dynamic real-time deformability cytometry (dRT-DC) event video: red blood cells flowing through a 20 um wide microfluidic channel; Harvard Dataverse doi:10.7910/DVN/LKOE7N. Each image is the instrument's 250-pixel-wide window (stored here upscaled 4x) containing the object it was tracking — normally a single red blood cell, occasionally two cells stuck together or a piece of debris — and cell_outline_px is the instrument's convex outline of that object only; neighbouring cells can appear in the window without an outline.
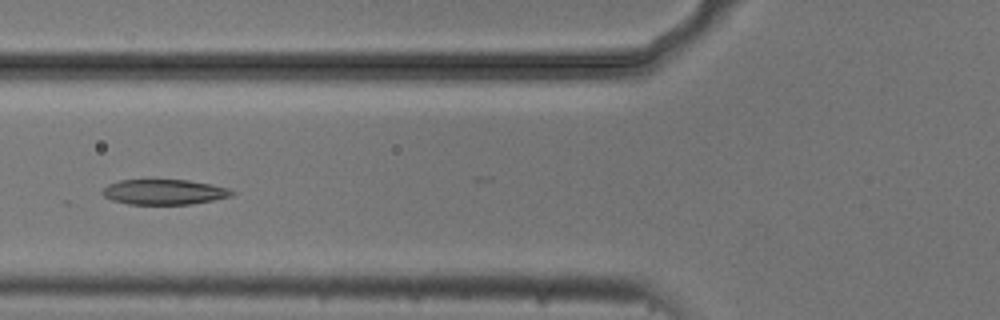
{"species": "common noctule bat (a hibernating species)", "species_latin": "Nyctalus noctula", "temperature_condition": "cold", "stored_images_in_passage": 8, "camera_frame_rate_fps": 3000, "um_per_image_px": 0.085, "animal": {"sex": "male", "body_mass_g": 20.5, "forearm_length_mm": 52.5}, "frame": {"image": 1, "passage_image": 6, "time_ms": 1.667, "image_size_px": [1000, 320], "cell_outline_px": [[236, 192], [232, 196], [192, 204], [128, 204], [112, 200], [104, 196], [100, 192], [108, 184], [120, 180], [188, 180], [212, 184], [228, 188]], "centroid_in_image_um": [13.96, 16.32], "position_along_channel_um": 111.8, "area_um2": 19.02}}
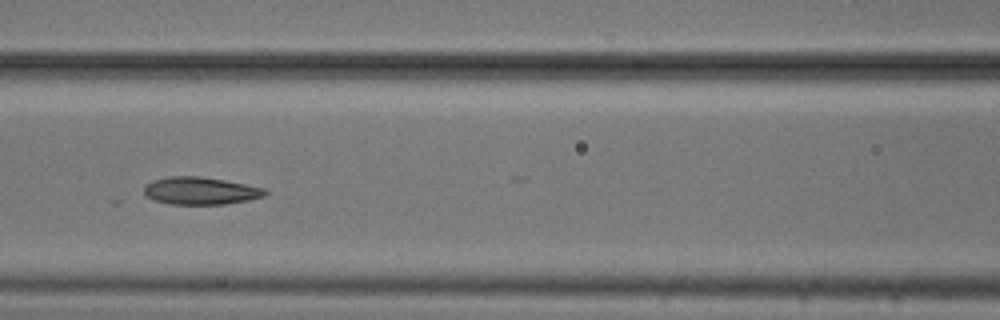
{"frame": {"image": 2, "passage_image": 7, "time_ms": 2.0, "image_size_px": [1000, 320], "cell_outline_px": [[268, 192], [264, 196], [248, 200], [224, 204], [168, 204], [156, 200], [148, 196], [144, 192], [144, 184], [152, 180], [168, 176], [200, 176], [248, 184], [264, 188]], "centroid_in_image_um": [17.04, 16.2], "position_along_channel_um": 149.6, "area_um2": 19.42}}
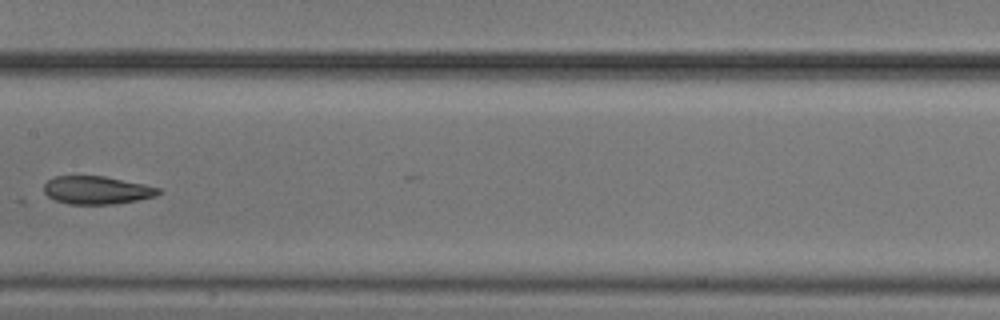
{"frame": {"image": 3, "passage_image": 8, "time_ms": 2.333, "image_size_px": [1000, 320], "cell_outline_px": [[160, 192], [156, 196], [136, 200], [112, 204], [68, 204], [56, 200], [48, 196], [44, 192], [44, 184], [48, 180], [56, 176], [104, 176], [144, 184], [160, 188]], "centroid_in_image_um": [8.22, 16.16], "position_along_channel_um": 199.2, "area_um2": 18.55}}